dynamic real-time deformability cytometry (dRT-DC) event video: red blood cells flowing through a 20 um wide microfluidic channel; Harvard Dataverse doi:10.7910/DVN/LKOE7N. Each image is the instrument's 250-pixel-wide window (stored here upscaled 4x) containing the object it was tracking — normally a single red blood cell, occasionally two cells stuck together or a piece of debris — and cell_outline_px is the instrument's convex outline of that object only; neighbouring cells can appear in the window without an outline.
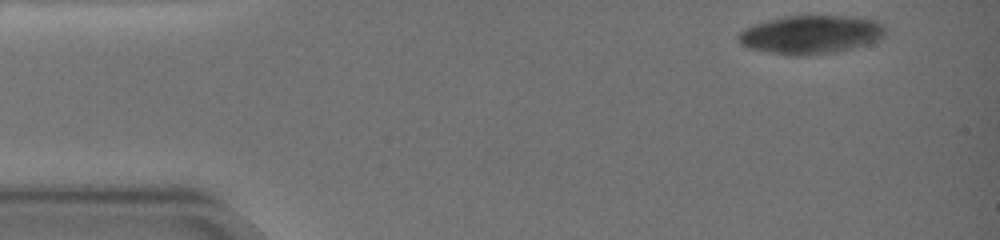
{"species": "common noctule bat (a hibernating species)", "species_latin": "Nyctalus noctula", "temperature_condition": "warm", "stored_images_in_passage": 9, "camera_frame_rate_fps": 3000, "um_per_image_px": 0.085, "animal": {"sex": "female", "body_mass_g": 19.0, "forearm_length_mm": 51.5}, "frame": {"image": 1, "passage_image": 1, "time_ms": 0.0, "image_size_px": [1000, 240], "cell_outline_px": [[888, 32], [884, 36], [876, 40], [852, 48], [836, 52], [804, 56], [788, 56], [744, 48], [740, 44], [736, 36], [744, 28], [752, 24], [784, 16], [856, 16], [876, 20]], "centroid_in_image_um": [68.86, 2.95], "position_along_channel_um": 16.1, "area_um2": 33.41}}
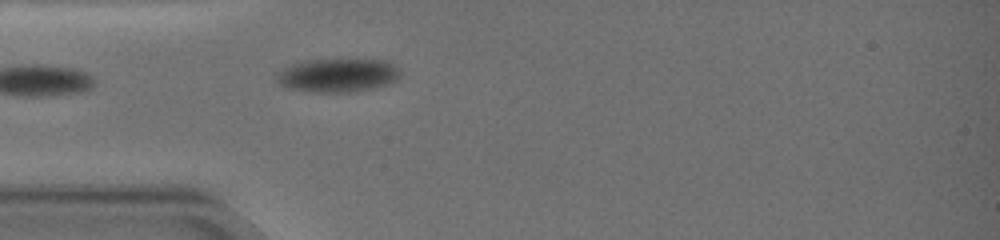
{"frame": {"image": 2, "passage_image": 7, "time_ms": 5.333, "image_size_px": [1000, 240], "cell_outline_px": [[400, 76], [396, 80], [388, 84], [356, 92], [308, 92], [288, 88], [280, 84], [276, 80], [276, 72], [280, 68], [288, 64], [304, 60], [356, 56], [384, 60], [396, 64], [400, 68]], "centroid_in_image_um": [28.71, 6.33], "position_along_channel_um": 56.3, "area_um2": 25.78}}